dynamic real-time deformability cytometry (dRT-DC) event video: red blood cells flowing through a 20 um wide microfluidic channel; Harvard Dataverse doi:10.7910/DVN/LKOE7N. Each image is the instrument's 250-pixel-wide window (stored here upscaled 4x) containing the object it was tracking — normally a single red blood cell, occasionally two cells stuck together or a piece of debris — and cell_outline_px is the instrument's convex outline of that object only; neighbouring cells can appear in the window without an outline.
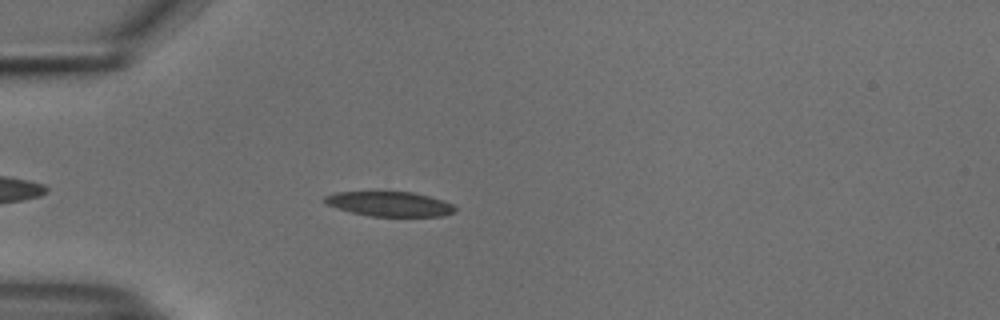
{"species": "common noctule bat (a hibernating species)", "species_latin": "Nyctalus noctula", "temperature_condition": "cold", "stored_images_in_passage": 42, "camera_frame_rate_fps": 3000, "um_per_image_px": 0.085, "animal": {"sex": "male", "body_mass_g": 18.8}, "frame": {"image": 1, "passage_image": 3, "time_ms": 0.667, "image_size_px": [1000, 320], "cell_outline_px": [[456, 212], [444, 216], [372, 216], [352, 212], [328, 204], [324, 200], [324, 196], [336, 192], [412, 192], [444, 200], [452, 204], [456, 208]], "centroid_in_image_um": [33.18, 17.34], "position_along_channel_um": 51.8, "area_um2": 18.55}}
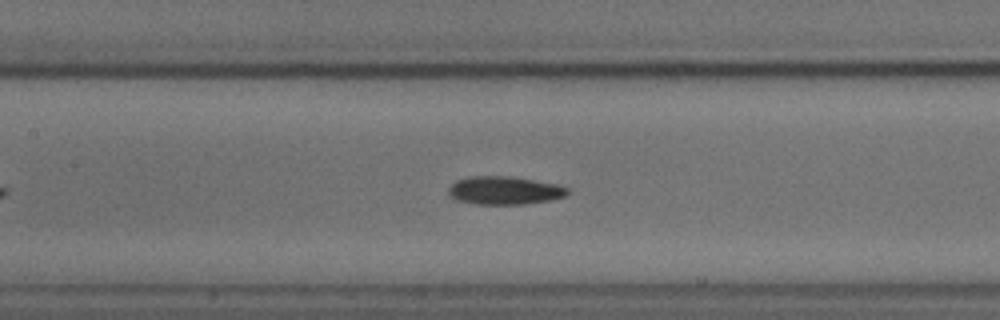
{"frame": {"image": 2, "passage_image": 13, "time_ms": 4.0, "image_size_px": [1000, 320], "cell_outline_px": [[568, 192], [564, 196], [552, 200], [524, 204], [476, 204], [456, 200], [448, 192], [448, 188], [456, 180], [468, 176], [512, 176], [536, 180], [556, 184], [568, 188]], "centroid_in_image_um": [42.87, 16.18], "position_along_channel_um": 164.5, "area_um2": 19.59}}
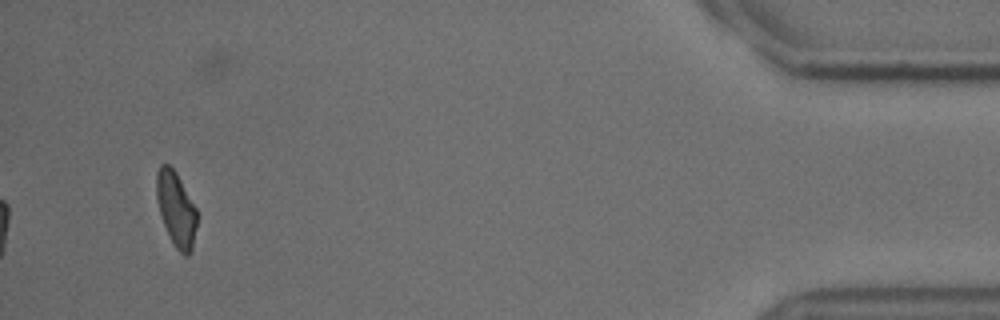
{"frame": {"image": 3, "passage_image": 39, "time_ms": 12.667, "image_size_px": [1000, 320], "cell_outline_px": [[196, 224], [192, 248], [188, 256], [184, 256], [172, 244], [164, 224], [160, 212], [156, 196], [156, 176], [160, 164], [168, 164], [176, 172], [196, 208]], "centroid_in_image_um": [14.95, 17.77], "position_along_channel_um": 420.2, "area_um2": 17.34}, "authors_computed_cell_mechanics": {"area_um2": 19.3341, "velocity_mm_per_s": 3.7442, "shape_relaxation_time_tau1_ms": 5.1552, "shape_relaxation_time_tau2_ms": null, "deformation_change_tau1": 0.1192, "deformation_change_tau2": null}}